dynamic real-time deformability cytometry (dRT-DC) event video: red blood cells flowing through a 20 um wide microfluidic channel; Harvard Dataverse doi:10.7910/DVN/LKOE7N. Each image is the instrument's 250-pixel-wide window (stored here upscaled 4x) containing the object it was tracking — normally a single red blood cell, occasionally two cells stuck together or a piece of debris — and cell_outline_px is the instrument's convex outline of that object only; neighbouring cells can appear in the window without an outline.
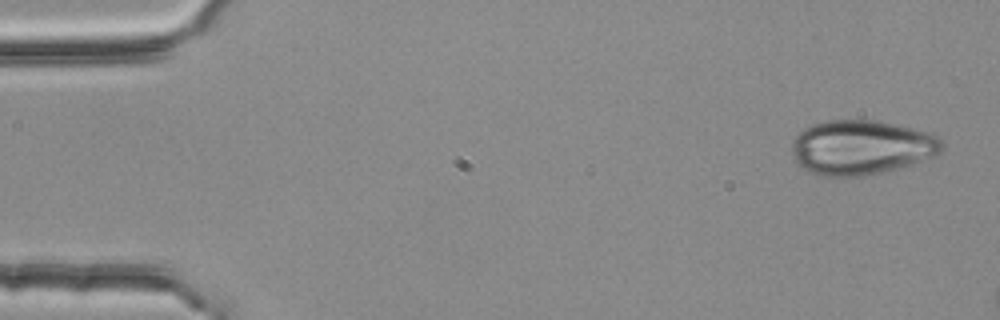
{"species": "common noctule bat (a hibernating species)", "species_latin": "Nyctalus noctula", "temperature_condition": "room temperature", "stored_images_in_passage": 3, "camera_frame_rate_fps": 3000, "um_per_image_px": 0.085, "animal": {"sex": "female", "body_mass_g": 25.1}, "frame": {"image": 1, "passage_image": 1, "time_ms": 0.0, "image_size_px": [1000, 320], "cell_outline_px": [[944, 144], [940, 152], [936, 156], [900, 168], [864, 176], [816, 176], [808, 172], [796, 164], [792, 156], [792, 140], [804, 128], [812, 124], [824, 120], [876, 120], [916, 128], [928, 132], [936, 136]], "centroid_in_image_um": [73.19, 12.53], "position_along_channel_um": 11.8, "area_um2": 48.38}}